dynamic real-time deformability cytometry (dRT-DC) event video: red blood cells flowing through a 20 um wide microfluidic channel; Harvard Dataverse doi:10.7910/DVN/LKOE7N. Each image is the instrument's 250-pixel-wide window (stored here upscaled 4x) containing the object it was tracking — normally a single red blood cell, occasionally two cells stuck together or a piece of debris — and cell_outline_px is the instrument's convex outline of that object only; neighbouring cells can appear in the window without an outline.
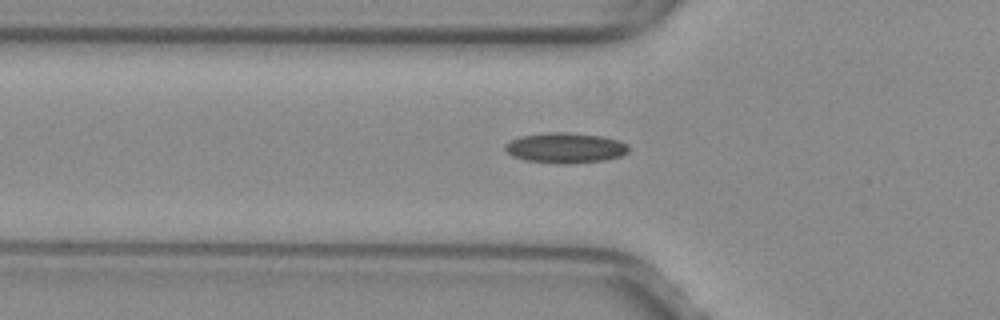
{"species": "common noctule bat (a hibernating species)", "species_latin": "Nyctalus noctula", "temperature_condition": "warm", "stored_images_in_passage": 35, "camera_frame_rate_fps": 3000, "um_per_image_px": 0.085, "animal": {"sex": "female", "body_mass_g": 29.2, "forearm_length_mm": 56.3}, "frame": {"image": 1, "passage_image": 4, "time_ms": 1.0, "image_size_px": [1000, 320], "cell_outline_px": [[628, 152], [620, 156], [604, 160], [564, 164], [556, 164], [524, 160], [512, 156], [504, 148], [504, 144], [520, 136], [548, 132], [564, 132], [600, 136], [620, 140], [628, 144]], "centroid_in_image_um": [48.04, 12.57], "position_along_channel_um": 77.8, "area_um2": 21.85}}
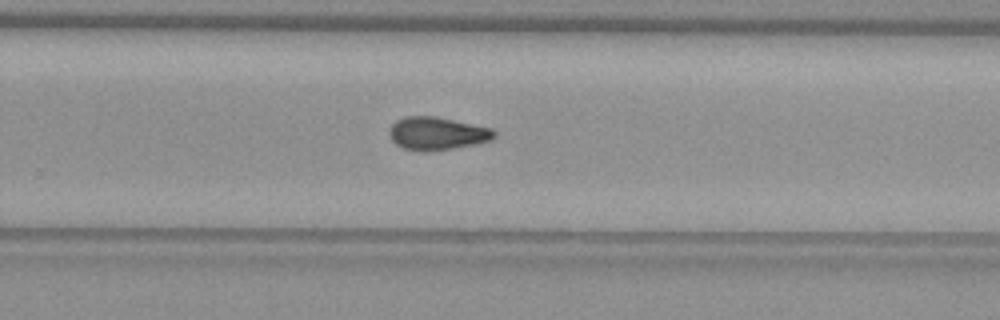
{"frame": {"image": 2, "passage_image": 20, "time_ms": 6.333, "image_size_px": [1000, 320], "cell_outline_px": [[496, 136], [492, 140], [480, 144], [452, 148], [420, 152], [404, 148], [396, 144], [388, 136], [388, 128], [396, 120], [408, 116], [436, 116], [492, 128], [496, 132]], "centroid_in_image_um": [37.16, 11.34], "position_along_channel_um": 292.6, "area_um2": 20.4}}
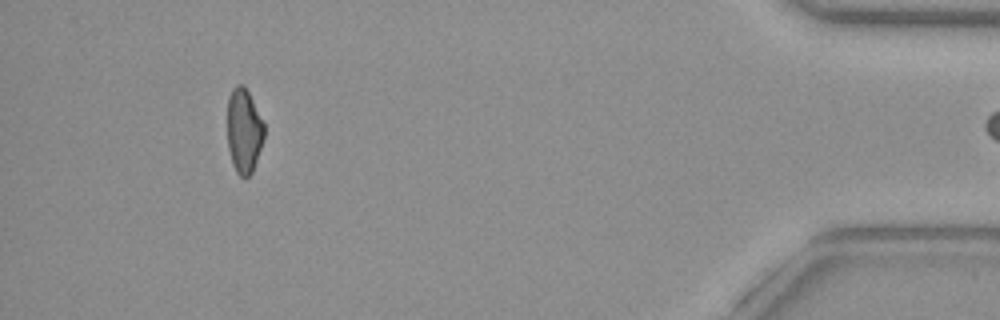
{"frame": {"image": 3, "passage_image": 34, "time_ms": 11.0, "image_size_px": [1000, 320], "cell_outline_px": [[264, 136], [252, 172], [248, 176], [240, 176], [236, 172], [232, 164], [228, 148], [228, 96], [232, 88], [236, 84], [244, 84], [264, 124]], "centroid_in_image_um": [20.71, 11.09], "position_along_channel_um": 414.5, "area_um2": 17.92}}